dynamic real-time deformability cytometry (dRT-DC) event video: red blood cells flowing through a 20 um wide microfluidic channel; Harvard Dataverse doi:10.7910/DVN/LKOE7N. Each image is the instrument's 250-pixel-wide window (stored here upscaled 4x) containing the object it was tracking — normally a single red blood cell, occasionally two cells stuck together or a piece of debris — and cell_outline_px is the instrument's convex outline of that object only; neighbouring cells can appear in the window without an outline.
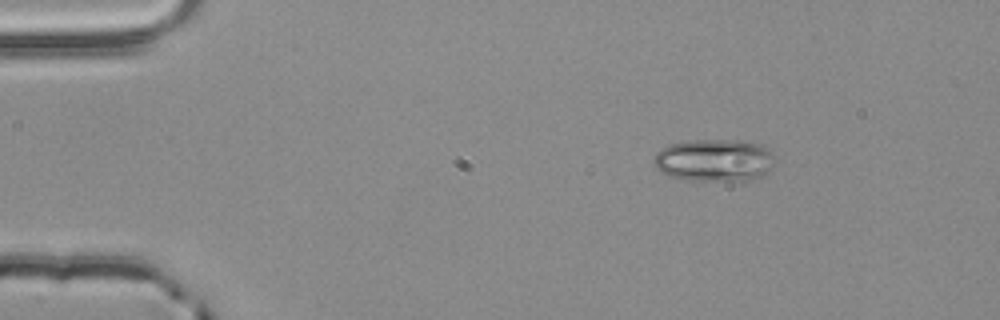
{"species": "common noctule bat (a hibernating species)", "species_latin": "Nyctalus noctula", "temperature_condition": "room temperature", "stored_images_in_passage": 2, "camera_frame_rate_fps": 3000, "um_per_image_px": 0.085, "animal": {"sex": "male", "body_mass_g": 20.4}, "frame": {"image": 1, "passage_image": 1, "time_ms": 0.0, "image_size_px": [1000, 320], "cell_outline_px": [[772, 164], [764, 176], [752, 180], [688, 180], [668, 176], [660, 172], [652, 164], [652, 160], [656, 152], [668, 144], [688, 140], [748, 140], [764, 144], [772, 152]], "centroid_in_image_um": [60.69, 13.6], "position_along_channel_um": 24.3, "area_um2": 30.46}}